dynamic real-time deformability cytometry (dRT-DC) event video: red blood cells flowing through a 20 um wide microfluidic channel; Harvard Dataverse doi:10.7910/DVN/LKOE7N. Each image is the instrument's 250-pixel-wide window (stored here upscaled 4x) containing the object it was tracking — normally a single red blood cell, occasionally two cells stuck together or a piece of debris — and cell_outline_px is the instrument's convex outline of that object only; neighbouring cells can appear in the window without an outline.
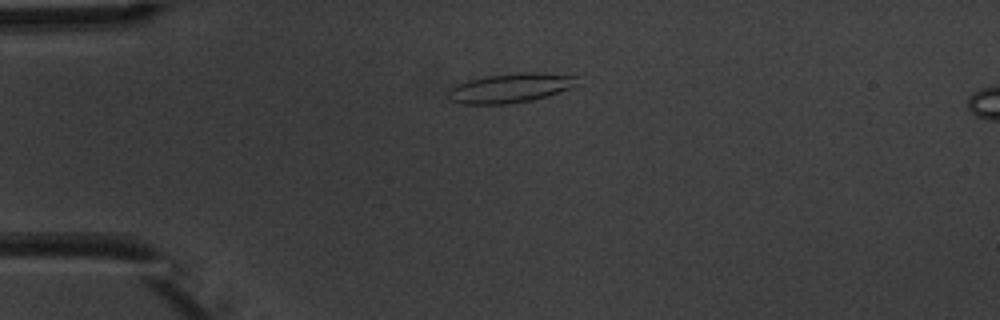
{"species": "common noctule bat (a hibernating species)", "species_latin": "Nyctalus noctula", "temperature_condition": "warm", "stored_images_in_passage": 4, "camera_frame_rate_fps": 3000, "um_per_image_px": 0.085, "animal": {"sex": "male", "body_mass_g": 20.1, "forearm_length_mm": 53.5}, "frame": {"image": 1, "passage_image": 3, "time_ms": 2.333, "image_size_px": [1000, 320], "cell_outline_px": [[580, 76], [576, 84], [572, 88], [548, 96], [532, 100], [508, 104], [460, 104], [448, 100], [448, 92], [456, 84], [468, 80], [488, 76], [520, 72], [536, 72]], "centroid_in_image_um": [43.4, 7.48], "position_along_channel_um": 41.6, "area_um2": 22.25}}